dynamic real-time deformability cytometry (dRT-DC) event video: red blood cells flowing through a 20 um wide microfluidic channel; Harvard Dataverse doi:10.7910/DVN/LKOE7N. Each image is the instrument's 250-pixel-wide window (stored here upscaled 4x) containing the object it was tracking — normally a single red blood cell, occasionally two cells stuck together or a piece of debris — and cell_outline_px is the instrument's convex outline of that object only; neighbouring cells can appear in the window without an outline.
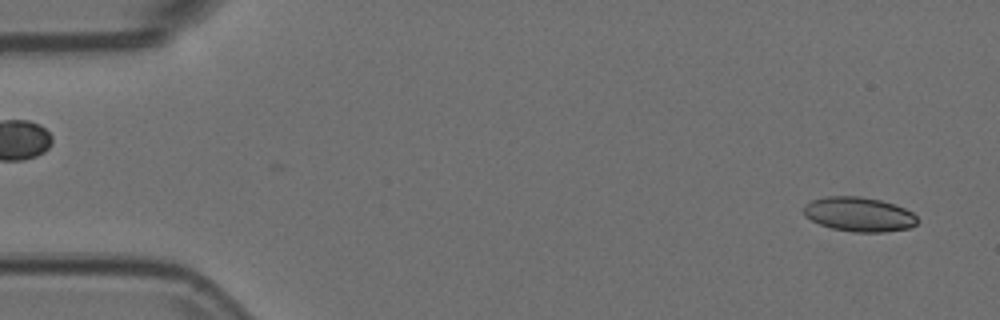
{"species": "Egyptian fruit bat (a non-hibernating species)", "species_latin": "Rousettus aegyptiacus", "temperature_condition": "room temperature", "stored_images_in_passage": 54, "segment_of_instrument_passage": [1, 2], "camera_frame_rate_fps": 3000, "um_per_image_px": 0.085, "animal": {"sex": "female"}, "frame": {"image": 1, "passage_image": 2, "time_ms": 0.333, "image_size_px": [1000, 320], "cell_outline_px": [[916, 224], [908, 228], [884, 232], [856, 232], [832, 228], [820, 224], [804, 216], [804, 204], [812, 200], [828, 196], [860, 196], [880, 200], [896, 204], [912, 212], [916, 216]], "centroid_in_image_um": [73.0, 18.21], "position_along_channel_um": 12.0, "area_um2": 22.72}}
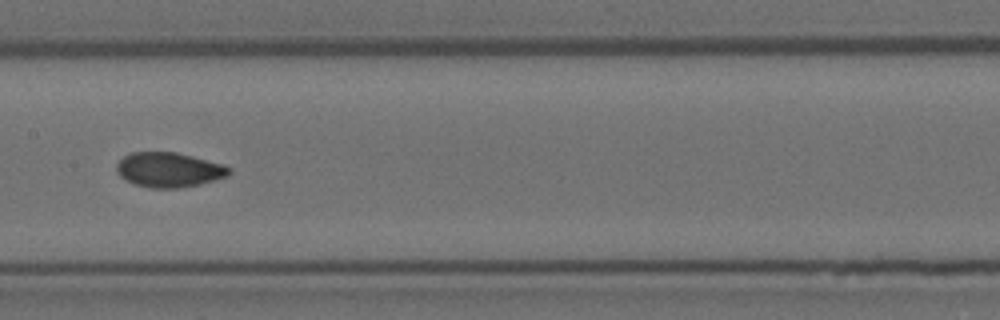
{"frame": {"image": 2, "passage_image": 26, "time_ms": 8.333, "image_size_px": [1000, 320], "cell_outline_px": [[232, 172], [228, 176], [200, 184], [180, 188], [152, 188], [132, 184], [120, 176], [116, 172], [116, 164], [128, 152], [176, 152], [224, 164], [232, 168]], "centroid_in_image_um": [14.36, 14.43], "position_along_channel_um": 193.0, "area_um2": 23.06}}
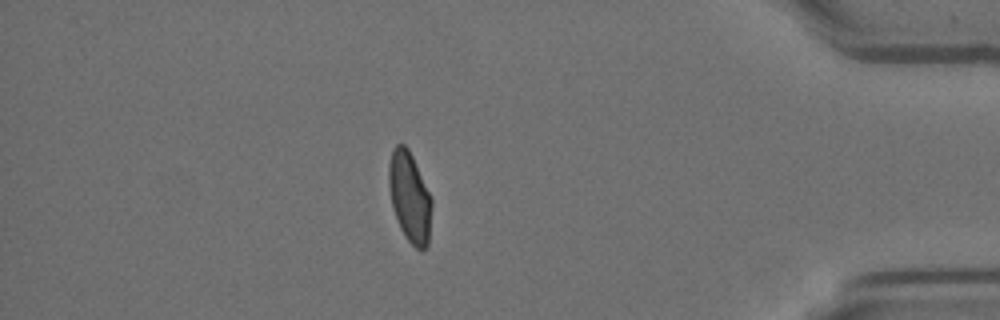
{"frame": {"image": 3, "passage_image": 46, "time_ms": 15.0, "image_size_px": [1000, 320], "cell_outline_px": [[432, 204], [428, 244], [424, 248], [416, 248], [404, 236], [400, 228], [392, 208], [388, 184], [388, 164], [392, 148], [396, 144], [404, 144], [408, 148], [432, 196]], "centroid_in_image_um": [34.81, 16.71], "position_along_channel_um": 400.4, "area_um2": 22.77}}